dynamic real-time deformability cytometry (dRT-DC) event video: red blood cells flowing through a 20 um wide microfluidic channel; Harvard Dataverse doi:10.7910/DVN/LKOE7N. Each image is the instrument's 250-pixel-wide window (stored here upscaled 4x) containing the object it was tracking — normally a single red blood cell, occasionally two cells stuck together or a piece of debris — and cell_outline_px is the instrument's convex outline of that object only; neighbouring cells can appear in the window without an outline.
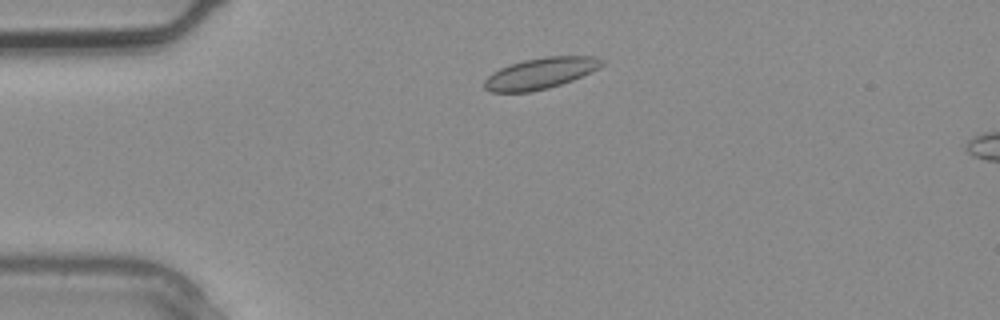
{"species": "common noctule bat (a hibernating species)", "species_latin": "Nyctalus noctula", "temperature_condition": "warm", "stored_images_in_passage": 2, "camera_frame_rate_fps": 3000, "um_per_image_px": 0.085, "animal": {"sex": "male", "body_mass_g": 20.4}, "frame": {"image": 1, "passage_image": 1, "time_ms": 0.0, "image_size_px": [1000, 320], "cell_outline_px": [[604, 64], [600, 68], [572, 80], [548, 88], [532, 92], [492, 92], [484, 88], [484, 80], [492, 72], [500, 68], [524, 60], [544, 56], [596, 56], [604, 60]], "centroid_in_image_um": [45.95, 6.22], "position_along_channel_um": 39.0, "area_um2": 21.33}}